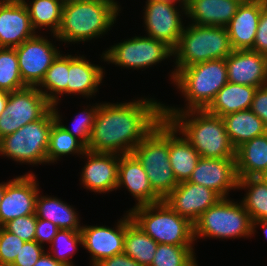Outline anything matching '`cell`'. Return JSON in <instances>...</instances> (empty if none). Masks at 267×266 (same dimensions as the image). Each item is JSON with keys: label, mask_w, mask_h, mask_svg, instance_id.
<instances>
[{"label": "cell", "mask_w": 267, "mask_h": 266, "mask_svg": "<svg viewBox=\"0 0 267 266\" xmlns=\"http://www.w3.org/2000/svg\"><path fill=\"white\" fill-rule=\"evenodd\" d=\"M95 266H143L124 253L101 260Z\"/></svg>", "instance_id": "obj_45"}, {"label": "cell", "mask_w": 267, "mask_h": 266, "mask_svg": "<svg viewBox=\"0 0 267 266\" xmlns=\"http://www.w3.org/2000/svg\"><path fill=\"white\" fill-rule=\"evenodd\" d=\"M247 189L241 201L253 221L267 220V179L261 177L239 178L238 189Z\"/></svg>", "instance_id": "obj_31"}, {"label": "cell", "mask_w": 267, "mask_h": 266, "mask_svg": "<svg viewBox=\"0 0 267 266\" xmlns=\"http://www.w3.org/2000/svg\"><path fill=\"white\" fill-rule=\"evenodd\" d=\"M56 122L52 108L39 120L0 139V155L30 165L47 163L50 131Z\"/></svg>", "instance_id": "obj_8"}, {"label": "cell", "mask_w": 267, "mask_h": 266, "mask_svg": "<svg viewBox=\"0 0 267 266\" xmlns=\"http://www.w3.org/2000/svg\"><path fill=\"white\" fill-rule=\"evenodd\" d=\"M251 50L267 56V5L262 9L255 41Z\"/></svg>", "instance_id": "obj_42"}, {"label": "cell", "mask_w": 267, "mask_h": 266, "mask_svg": "<svg viewBox=\"0 0 267 266\" xmlns=\"http://www.w3.org/2000/svg\"><path fill=\"white\" fill-rule=\"evenodd\" d=\"M4 192H5V183L3 182V183H0V204H1Z\"/></svg>", "instance_id": "obj_50"}, {"label": "cell", "mask_w": 267, "mask_h": 266, "mask_svg": "<svg viewBox=\"0 0 267 266\" xmlns=\"http://www.w3.org/2000/svg\"><path fill=\"white\" fill-rule=\"evenodd\" d=\"M144 24L147 37L162 41L173 50L177 47L184 24L175 2L167 0H147ZM179 11V12H178Z\"/></svg>", "instance_id": "obj_13"}, {"label": "cell", "mask_w": 267, "mask_h": 266, "mask_svg": "<svg viewBox=\"0 0 267 266\" xmlns=\"http://www.w3.org/2000/svg\"><path fill=\"white\" fill-rule=\"evenodd\" d=\"M172 82L184 95L187 110H205L228 82L226 59L179 69Z\"/></svg>", "instance_id": "obj_7"}, {"label": "cell", "mask_w": 267, "mask_h": 266, "mask_svg": "<svg viewBox=\"0 0 267 266\" xmlns=\"http://www.w3.org/2000/svg\"><path fill=\"white\" fill-rule=\"evenodd\" d=\"M238 180L235 158L200 157L188 181L227 198L230 190L238 189Z\"/></svg>", "instance_id": "obj_15"}, {"label": "cell", "mask_w": 267, "mask_h": 266, "mask_svg": "<svg viewBox=\"0 0 267 266\" xmlns=\"http://www.w3.org/2000/svg\"><path fill=\"white\" fill-rule=\"evenodd\" d=\"M238 1H240L242 3V2H247V1H250V0H238Z\"/></svg>", "instance_id": "obj_52"}, {"label": "cell", "mask_w": 267, "mask_h": 266, "mask_svg": "<svg viewBox=\"0 0 267 266\" xmlns=\"http://www.w3.org/2000/svg\"><path fill=\"white\" fill-rule=\"evenodd\" d=\"M8 1H10V0H0V3H2V2H8Z\"/></svg>", "instance_id": "obj_53"}, {"label": "cell", "mask_w": 267, "mask_h": 266, "mask_svg": "<svg viewBox=\"0 0 267 266\" xmlns=\"http://www.w3.org/2000/svg\"><path fill=\"white\" fill-rule=\"evenodd\" d=\"M78 243L82 245L80 231L59 229L51 243L50 249L54 254L52 252L49 254L64 266H74L71 258L74 251L76 252Z\"/></svg>", "instance_id": "obj_37"}, {"label": "cell", "mask_w": 267, "mask_h": 266, "mask_svg": "<svg viewBox=\"0 0 267 266\" xmlns=\"http://www.w3.org/2000/svg\"><path fill=\"white\" fill-rule=\"evenodd\" d=\"M222 119L229 139L235 148L254 137L267 133L264 122L250 109L227 114Z\"/></svg>", "instance_id": "obj_28"}, {"label": "cell", "mask_w": 267, "mask_h": 266, "mask_svg": "<svg viewBox=\"0 0 267 266\" xmlns=\"http://www.w3.org/2000/svg\"><path fill=\"white\" fill-rule=\"evenodd\" d=\"M80 232L83 247L92 255V266L124 252L125 216L118 221L115 228L85 225Z\"/></svg>", "instance_id": "obj_17"}, {"label": "cell", "mask_w": 267, "mask_h": 266, "mask_svg": "<svg viewBox=\"0 0 267 266\" xmlns=\"http://www.w3.org/2000/svg\"><path fill=\"white\" fill-rule=\"evenodd\" d=\"M228 82L253 87L267 85V56L251 49L233 50L226 58Z\"/></svg>", "instance_id": "obj_19"}, {"label": "cell", "mask_w": 267, "mask_h": 266, "mask_svg": "<svg viewBox=\"0 0 267 266\" xmlns=\"http://www.w3.org/2000/svg\"><path fill=\"white\" fill-rule=\"evenodd\" d=\"M235 160L238 178H266L267 133L237 147Z\"/></svg>", "instance_id": "obj_25"}, {"label": "cell", "mask_w": 267, "mask_h": 266, "mask_svg": "<svg viewBox=\"0 0 267 266\" xmlns=\"http://www.w3.org/2000/svg\"><path fill=\"white\" fill-rule=\"evenodd\" d=\"M119 11L120 7L114 0L64 3L61 24L53 37L65 43L85 42L100 37L114 26Z\"/></svg>", "instance_id": "obj_3"}, {"label": "cell", "mask_w": 267, "mask_h": 266, "mask_svg": "<svg viewBox=\"0 0 267 266\" xmlns=\"http://www.w3.org/2000/svg\"><path fill=\"white\" fill-rule=\"evenodd\" d=\"M125 214L124 254L143 266H150L158 243L148 236L132 220L129 211Z\"/></svg>", "instance_id": "obj_29"}, {"label": "cell", "mask_w": 267, "mask_h": 266, "mask_svg": "<svg viewBox=\"0 0 267 266\" xmlns=\"http://www.w3.org/2000/svg\"><path fill=\"white\" fill-rule=\"evenodd\" d=\"M35 213L38 219L48 220L62 230L80 231L82 228L74 208L56 197H39L38 193Z\"/></svg>", "instance_id": "obj_30"}, {"label": "cell", "mask_w": 267, "mask_h": 266, "mask_svg": "<svg viewBox=\"0 0 267 266\" xmlns=\"http://www.w3.org/2000/svg\"><path fill=\"white\" fill-rule=\"evenodd\" d=\"M169 122V161L178 183L188 181L200 158L197 150Z\"/></svg>", "instance_id": "obj_27"}, {"label": "cell", "mask_w": 267, "mask_h": 266, "mask_svg": "<svg viewBox=\"0 0 267 266\" xmlns=\"http://www.w3.org/2000/svg\"><path fill=\"white\" fill-rule=\"evenodd\" d=\"M37 216L35 214L14 218L3 227L12 234L17 235L24 241L35 240Z\"/></svg>", "instance_id": "obj_40"}, {"label": "cell", "mask_w": 267, "mask_h": 266, "mask_svg": "<svg viewBox=\"0 0 267 266\" xmlns=\"http://www.w3.org/2000/svg\"><path fill=\"white\" fill-rule=\"evenodd\" d=\"M256 225H261L264 229V234L267 237V220L253 221L252 222V234H255Z\"/></svg>", "instance_id": "obj_48"}, {"label": "cell", "mask_w": 267, "mask_h": 266, "mask_svg": "<svg viewBox=\"0 0 267 266\" xmlns=\"http://www.w3.org/2000/svg\"><path fill=\"white\" fill-rule=\"evenodd\" d=\"M24 243L17 235L0 227V264L12 265Z\"/></svg>", "instance_id": "obj_39"}, {"label": "cell", "mask_w": 267, "mask_h": 266, "mask_svg": "<svg viewBox=\"0 0 267 266\" xmlns=\"http://www.w3.org/2000/svg\"><path fill=\"white\" fill-rule=\"evenodd\" d=\"M35 175L27 173L5 182V192L0 204V227L19 218L35 214L38 183Z\"/></svg>", "instance_id": "obj_14"}, {"label": "cell", "mask_w": 267, "mask_h": 266, "mask_svg": "<svg viewBox=\"0 0 267 266\" xmlns=\"http://www.w3.org/2000/svg\"><path fill=\"white\" fill-rule=\"evenodd\" d=\"M194 225V240L199 237L238 238L252 236V220L242 202L221 198L205 211Z\"/></svg>", "instance_id": "obj_9"}, {"label": "cell", "mask_w": 267, "mask_h": 266, "mask_svg": "<svg viewBox=\"0 0 267 266\" xmlns=\"http://www.w3.org/2000/svg\"><path fill=\"white\" fill-rule=\"evenodd\" d=\"M193 247L158 244L150 266H198Z\"/></svg>", "instance_id": "obj_36"}, {"label": "cell", "mask_w": 267, "mask_h": 266, "mask_svg": "<svg viewBox=\"0 0 267 266\" xmlns=\"http://www.w3.org/2000/svg\"><path fill=\"white\" fill-rule=\"evenodd\" d=\"M33 266H64L53 258L48 251L45 252Z\"/></svg>", "instance_id": "obj_46"}, {"label": "cell", "mask_w": 267, "mask_h": 266, "mask_svg": "<svg viewBox=\"0 0 267 266\" xmlns=\"http://www.w3.org/2000/svg\"><path fill=\"white\" fill-rule=\"evenodd\" d=\"M104 77L101 66L91 64L84 56L69 55L67 94L92 97Z\"/></svg>", "instance_id": "obj_24"}, {"label": "cell", "mask_w": 267, "mask_h": 266, "mask_svg": "<svg viewBox=\"0 0 267 266\" xmlns=\"http://www.w3.org/2000/svg\"><path fill=\"white\" fill-rule=\"evenodd\" d=\"M153 191L164 200L179 184L169 161V121L162 119L132 152Z\"/></svg>", "instance_id": "obj_5"}, {"label": "cell", "mask_w": 267, "mask_h": 266, "mask_svg": "<svg viewBox=\"0 0 267 266\" xmlns=\"http://www.w3.org/2000/svg\"><path fill=\"white\" fill-rule=\"evenodd\" d=\"M26 87L20 75L15 48L0 47V90L10 93Z\"/></svg>", "instance_id": "obj_35"}, {"label": "cell", "mask_w": 267, "mask_h": 266, "mask_svg": "<svg viewBox=\"0 0 267 266\" xmlns=\"http://www.w3.org/2000/svg\"><path fill=\"white\" fill-rule=\"evenodd\" d=\"M221 198L210 188L185 181L179 183L164 201L178 215L194 224L205 211Z\"/></svg>", "instance_id": "obj_16"}, {"label": "cell", "mask_w": 267, "mask_h": 266, "mask_svg": "<svg viewBox=\"0 0 267 266\" xmlns=\"http://www.w3.org/2000/svg\"><path fill=\"white\" fill-rule=\"evenodd\" d=\"M167 1H172L175 2L177 4V2H179V4H181L183 7L182 8V12H184L183 14H186V6L189 2V0H167ZM181 2V3H180Z\"/></svg>", "instance_id": "obj_49"}, {"label": "cell", "mask_w": 267, "mask_h": 266, "mask_svg": "<svg viewBox=\"0 0 267 266\" xmlns=\"http://www.w3.org/2000/svg\"><path fill=\"white\" fill-rule=\"evenodd\" d=\"M0 266H12V265L0 264Z\"/></svg>", "instance_id": "obj_54"}, {"label": "cell", "mask_w": 267, "mask_h": 266, "mask_svg": "<svg viewBox=\"0 0 267 266\" xmlns=\"http://www.w3.org/2000/svg\"><path fill=\"white\" fill-rule=\"evenodd\" d=\"M45 252L35 240L25 241L12 266H33Z\"/></svg>", "instance_id": "obj_41"}, {"label": "cell", "mask_w": 267, "mask_h": 266, "mask_svg": "<svg viewBox=\"0 0 267 266\" xmlns=\"http://www.w3.org/2000/svg\"><path fill=\"white\" fill-rule=\"evenodd\" d=\"M8 100V92L0 90V114L5 110Z\"/></svg>", "instance_id": "obj_47"}, {"label": "cell", "mask_w": 267, "mask_h": 266, "mask_svg": "<svg viewBox=\"0 0 267 266\" xmlns=\"http://www.w3.org/2000/svg\"><path fill=\"white\" fill-rule=\"evenodd\" d=\"M250 110L254 112L267 127V85L255 90Z\"/></svg>", "instance_id": "obj_44"}, {"label": "cell", "mask_w": 267, "mask_h": 266, "mask_svg": "<svg viewBox=\"0 0 267 266\" xmlns=\"http://www.w3.org/2000/svg\"><path fill=\"white\" fill-rule=\"evenodd\" d=\"M163 118L168 120L203 158H235L232 145L220 116L206 110H186L163 105Z\"/></svg>", "instance_id": "obj_2"}, {"label": "cell", "mask_w": 267, "mask_h": 266, "mask_svg": "<svg viewBox=\"0 0 267 266\" xmlns=\"http://www.w3.org/2000/svg\"><path fill=\"white\" fill-rule=\"evenodd\" d=\"M81 1H88V0H67V3L81 2Z\"/></svg>", "instance_id": "obj_51"}, {"label": "cell", "mask_w": 267, "mask_h": 266, "mask_svg": "<svg viewBox=\"0 0 267 266\" xmlns=\"http://www.w3.org/2000/svg\"><path fill=\"white\" fill-rule=\"evenodd\" d=\"M267 0L242 2L228 24L227 31L233 50L252 49L262 9Z\"/></svg>", "instance_id": "obj_21"}, {"label": "cell", "mask_w": 267, "mask_h": 266, "mask_svg": "<svg viewBox=\"0 0 267 266\" xmlns=\"http://www.w3.org/2000/svg\"><path fill=\"white\" fill-rule=\"evenodd\" d=\"M240 4L238 0H189L186 15L192 24L227 27Z\"/></svg>", "instance_id": "obj_23"}, {"label": "cell", "mask_w": 267, "mask_h": 266, "mask_svg": "<svg viewBox=\"0 0 267 266\" xmlns=\"http://www.w3.org/2000/svg\"><path fill=\"white\" fill-rule=\"evenodd\" d=\"M23 83L37 87L60 51L45 37L35 35L15 47Z\"/></svg>", "instance_id": "obj_12"}, {"label": "cell", "mask_w": 267, "mask_h": 266, "mask_svg": "<svg viewBox=\"0 0 267 266\" xmlns=\"http://www.w3.org/2000/svg\"><path fill=\"white\" fill-rule=\"evenodd\" d=\"M170 56H174V51L170 46L146 36H135L124 40L101 55L105 62L130 69L148 68Z\"/></svg>", "instance_id": "obj_10"}, {"label": "cell", "mask_w": 267, "mask_h": 266, "mask_svg": "<svg viewBox=\"0 0 267 266\" xmlns=\"http://www.w3.org/2000/svg\"><path fill=\"white\" fill-rule=\"evenodd\" d=\"M173 51L176 68L170 75L172 80L179 69L210 60L226 59L233 49L226 27L191 23L184 26L179 43Z\"/></svg>", "instance_id": "obj_4"}, {"label": "cell", "mask_w": 267, "mask_h": 266, "mask_svg": "<svg viewBox=\"0 0 267 266\" xmlns=\"http://www.w3.org/2000/svg\"><path fill=\"white\" fill-rule=\"evenodd\" d=\"M68 71L69 55L59 54L46 71L41 83L37 86V89L52 105L57 106L60 101L59 96L67 94ZM42 88H44V91Z\"/></svg>", "instance_id": "obj_32"}, {"label": "cell", "mask_w": 267, "mask_h": 266, "mask_svg": "<svg viewBox=\"0 0 267 266\" xmlns=\"http://www.w3.org/2000/svg\"><path fill=\"white\" fill-rule=\"evenodd\" d=\"M99 104H95V106L88 107L84 111H82L79 115H76L75 120L73 121L72 128H68L66 125L64 126L61 122V116L56 109V105H52V111L55 116L56 122L67 132L71 133L74 137L79 139L86 147L89 143L93 125L95 123L96 114L98 112ZM90 108V109H89Z\"/></svg>", "instance_id": "obj_38"}, {"label": "cell", "mask_w": 267, "mask_h": 266, "mask_svg": "<svg viewBox=\"0 0 267 266\" xmlns=\"http://www.w3.org/2000/svg\"><path fill=\"white\" fill-rule=\"evenodd\" d=\"M35 35L22 0L0 3V47L15 48Z\"/></svg>", "instance_id": "obj_20"}, {"label": "cell", "mask_w": 267, "mask_h": 266, "mask_svg": "<svg viewBox=\"0 0 267 266\" xmlns=\"http://www.w3.org/2000/svg\"><path fill=\"white\" fill-rule=\"evenodd\" d=\"M257 87L227 82L205 109L208 113L223 117L227 114L248 110Z\"/></svg>", "instance_id": "obj_26"}, {"label": "cell", "mask_w": 267, "mask_h": 266, "mask_svg": "<svg viewBox=\"0 0 267 266\" xmlns=\"http://www.w3.org/2000/svg\"><path fill=\"white\" fill-rule=\"evenodd\" d=\"M86 146L71 133L64 130L57 122L51 128L47 149V163H54L61 156L80 154L84 156Z\"/></svg>", "instance_id": "obj_34"}, {"label": "cell", "mask_w": 267, "mask_h": 266, "mask_svg": "<svg viewBox=\"0 0 267 266\" xmlns=\"http://www.w3.org/2000/svg\"><path fill=\"white\" fill-rule=\"evenodd\" d=\"M125 186L137 200L134 207L162 201L153 191L142 164L133 153L120 155L117 188Z\"/></svg>", "instance_id": "obj_22"}, {"label": "cell", "mask_w": 267, "mask_h": 266, "mask_svg": "<svg viewBox=\"0 0 267 266\" xmlns=\"http://www.w3.org/2000/svg\"><path fill=\"white\" fill-rule=\"evenodd\" d=\"M51 106L37 87L27 86L8 93L6 108L0 114V139L28 123L41 119Z\"/></svg>", "instance_id": "obj_11"}, {"label": "cell", "mask_w": 267, "mask_h": 266, "mask_svg": "<svg viewBox=\"0 0 267 266\" xmlns=\"http://www.w3.org/2000/svg\"><path fill=\"white\" fill-rule=\"evenodd\" d=\"M132 220L158 244L192 246L194 225L164 200L128 210Z\"/></svg>", "instance_id": "obj_6"}, {"label": "cell", "mask_w": 267, "mask_h": 266, "mask_svg": "<svg viewBox=\"0 0 267 266\" xmlns=\"http://www.w3.org/2000/svg\"><path fill=\"white\" fill-rule=\"evenodd\" d=\"M163 105L142 98L125 103H100L87 150L132 153L134 148L163 119Z\"/></svg>", "instance_id": "obj_1"}, {"label": "cell", "mask_w": 267, "mask_h": 266, "mask_svg": "<svg viewBox=\"0 0 267 266\" xmlns=\"http://www.w3.org/2000/svg\"><path fill=\"white\" fill-rule=\"evenodd\" d=\"M59 228L56 227L55 224L48 220L38 219L36 221V229H35V241L42 245L44 242L52 243L53 238L56 236Z\"/></svg>", "instance_id": "obj_43"}, {"label": "cell", "mask_w": 267, "mask_h": 266, "mask_svg": "<svg viewBox=\"0 0 267 266\" xmlns=\"http://www.w3.org/2000/svg\"><path fill=\"white\" fill-rule=\"evenodd\" d=\"M31 25L34 30L41 27H49L56 34L61 24L63 2L61 0H32L30 5L25 1Z\"/></svg>", "instance_id": "obj_33"}, {"label": "cell", "mask_w": 267, "mask_h": 266, "mask_svg": "<svg viewBox=\"0 0 267 266\" xmlns=\"http://www.w3.org/2000/svg\"><path fill=\"white\" fill-rule=\"evenodd\" d=\"M81 181L84 188L98 193H107L117 189L119 154L92 152L86 150Z\"/></svg>", "instance_id": "obj_18"}]
</instances>
